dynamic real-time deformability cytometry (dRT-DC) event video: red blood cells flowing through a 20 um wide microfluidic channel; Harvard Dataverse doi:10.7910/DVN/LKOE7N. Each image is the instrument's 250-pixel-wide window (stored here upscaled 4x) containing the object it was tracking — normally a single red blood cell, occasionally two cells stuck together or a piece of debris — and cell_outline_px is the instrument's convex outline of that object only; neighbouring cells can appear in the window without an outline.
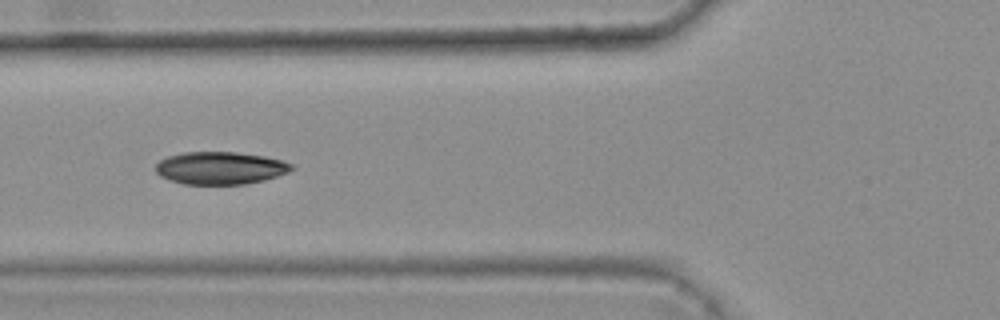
{"species": "common noctule bat (a hibernating species)", "species_latin": "Nyctalus noctula", "temperature_condition": "warm", "stored_images_in_passage": 7, "camera_frame_rate_fps": 3000, "um_per_image_px": 0.085, "animal": {"sex": "female", "body_mass_g": 25.1}, "frame": {"image": 1, "passage_image": 5, "time_ms": 1.333, "image_size_px": [1000, 320], "cell_outline_px": [[296, 168], [288, 172], [264, 180], [244, 184], [184, 184], [168, 180], [160, 176], [156, 172], [156, 164], [160, 160], [168, 156], [184, 152], [236, 152], [264, 156], [284, 160], [292, 164]], "centroid_in_image_um": [18.73, 14.28], "position_along_channel_um": 107.1, "area_um2": 25.89}}
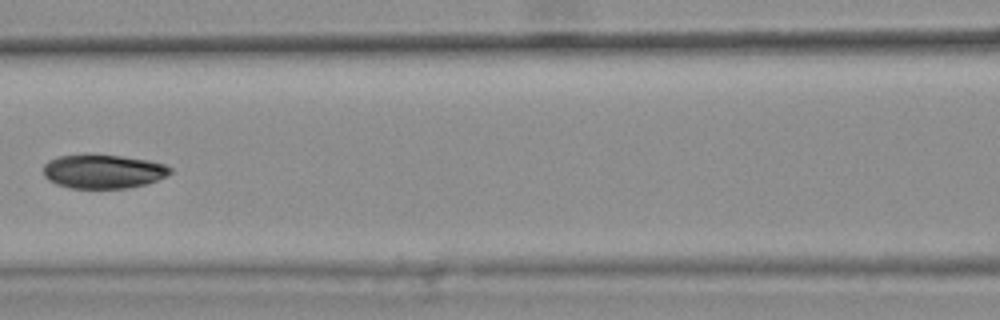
{"frame": {"image": 2, "passage_image": 6, "time_ms": 1.667, "image_size_px": [1000, 320], "cell_outline_px": [[172, 172], [156, 180], [144, 184], [128, 188], [72, 188], [56, 184], [48, 180], [44, 176], [44, 164], [48, 160], [56, 156], [84, 152], [124, 156], [148, 160], [164, 164], [172, 168]], "centroid_in_image_um": [8.71, 14.53], "position_along_channel_um": 157.9, "area_um2": 25.66}}